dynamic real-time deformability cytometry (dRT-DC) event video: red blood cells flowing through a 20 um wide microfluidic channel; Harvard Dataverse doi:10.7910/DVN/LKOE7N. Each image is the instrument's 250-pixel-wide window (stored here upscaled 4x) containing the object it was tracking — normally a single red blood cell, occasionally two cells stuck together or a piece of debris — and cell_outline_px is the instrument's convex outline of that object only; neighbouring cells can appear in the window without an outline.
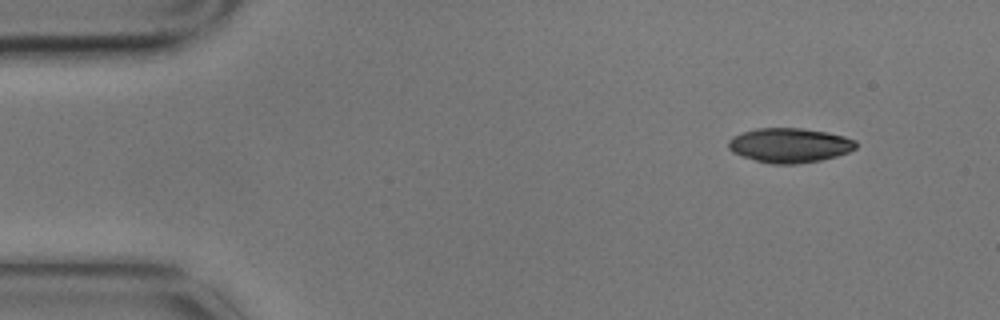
{"species": "common noctule bat (a hibernating species)", "species_latin": "Nyctalus noctula", "temperature_condition": "cold", "stored_images_in_passage": 5, "camera_frame_rate_fps": 3000, "um_per_image_px": 0.085, "animal": {"sex": "male", "body_mass_g": 17.9}, "frame": {"image": 1, "passage_image": 1, "time_ms": 0.0, "image_size_px": [1000, 320], "cell_outline_px": [[856, 148], [848, 152], [836, 156], [820, 160], [796, 164], [772, 164], [756, 160], [732, 152], [728, 148], [728, 140], [732, 136], [756, 128], [804, 128], [828, 132], [844, 136], [856, 140]], "centroid_in_image_um": [67.12, 12.34], "position_along_channel_um": 17.9, "area_um2": 25.66}}
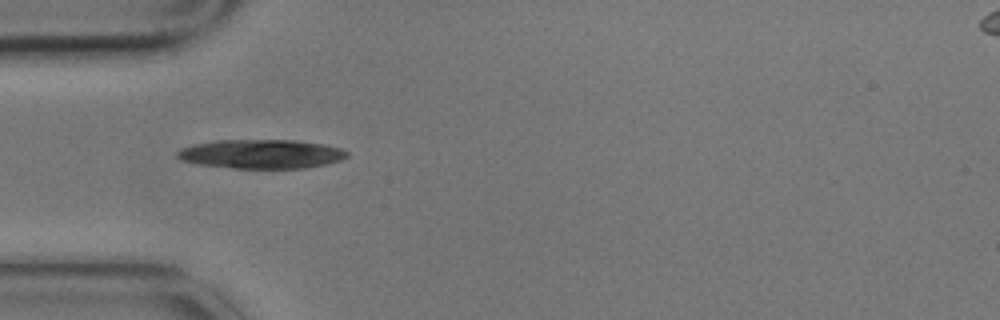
{"frame": {"image": 2, "passage_image": 4, "time_ms": 1.0, "image_size_px": [1000, 320], "cell_outline_px": [[348, 156], [340, 160], [324, 164], [304, 168], [236, 168], [200, 164], [180, 160], [176, 156], [176, 152], [180, 148], [196, 144], [216, 140], [292, 140], [324, 144], [340, 148], [348, 152]], "centroid_in_image_um": [22.19, 13.08], "position_along_channel_um": 62.8, "area_um2": 28.55}}